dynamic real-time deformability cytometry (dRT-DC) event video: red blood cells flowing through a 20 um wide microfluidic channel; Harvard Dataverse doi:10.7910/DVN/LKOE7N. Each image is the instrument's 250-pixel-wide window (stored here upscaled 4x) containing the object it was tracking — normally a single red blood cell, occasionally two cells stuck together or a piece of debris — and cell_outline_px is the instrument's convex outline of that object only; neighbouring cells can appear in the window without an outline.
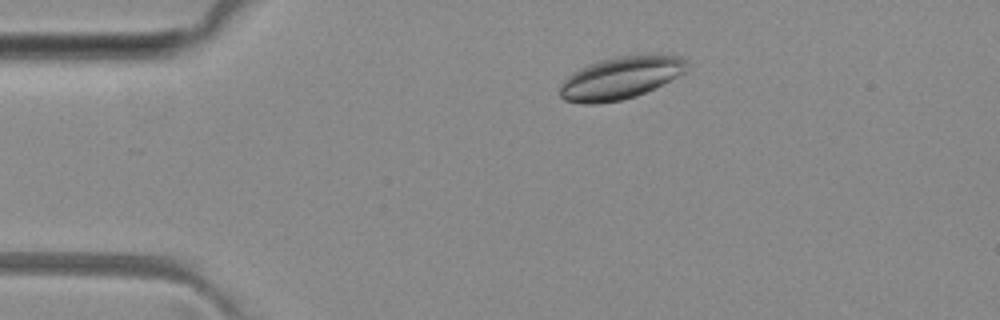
{"species": "common noctule bat (a hibernating species)", "species_latin": "Nyctalus noctula", "temperature_condition": "room temperature", "stored_images_in_passage": 5, "camera_frame_rate_fps": 3000, "um_per_image_px": 0.085, "animal": {"sex": "female", "body_mass_g": 29.2, "forearm_length_mm": 56.3}, "frame": {"image": 1, "passage_image": 1, "time_ms": 0.0, "image_size_px": [1000, 320], "cell_outline_px": [[688, 68], [684, 72], [656, 88], [636, 96], [620, 100], [596, 104], [584, 104], [564, 100], [560, 96], [560, 84], [572, 72], [588, 64], [600, 60], [616, 56], [680, 56], [688, 60]], "centroid_in_image_um": [52.72, 6.64], "position_along_channel_um": 32.3, "area_um2": 31.15}}
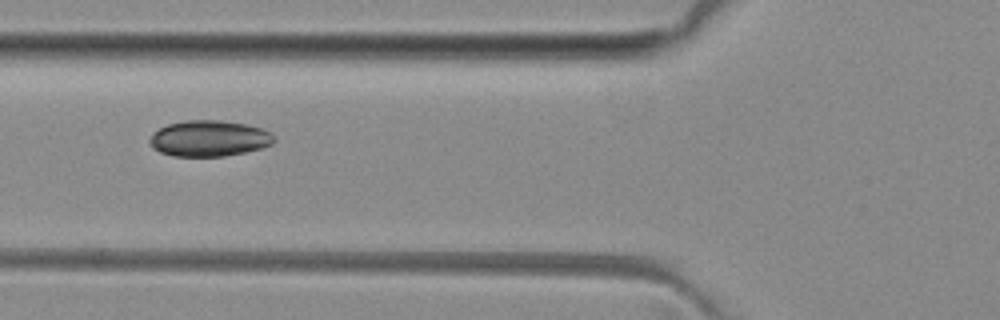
{"frame": {"image": 2, "passage_image": 3, "time_ms": 3.0, "image_size_px": [1000, 320], "cell_outline_px": [[276, 140], [272, 144], [260, 148], [244, 152], [224, 156], [172, 156], [160, 152], [152, 148], [148, 144], [148, 140], [152, 132], [168, 124], [188, 120], [220, 120], [244, 124], [260, 128], [272, 132], [276, 136]], "centroid_in_image_um": [17.75, 11.77], "position_along_channel_um": 108.0, "area_um2": 26.24}}
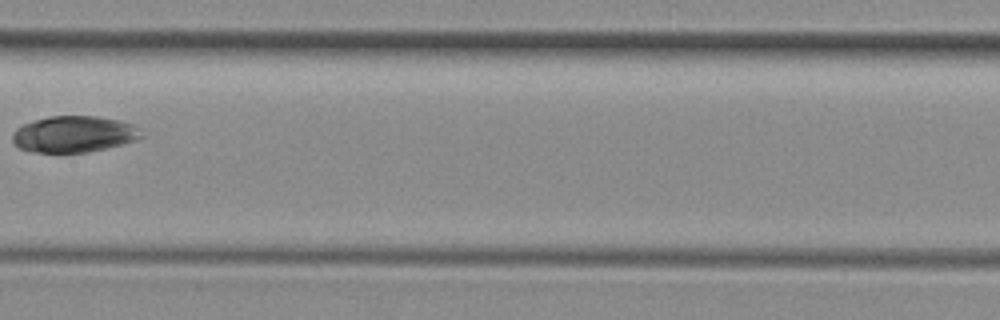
{"frame": {"image": 3, "passage_image": 5, "time_ms": 5.333, "image_size_px": [1000, 320], "cell_outline_px": [[144, 136], [136, 140], [88, 152], [36, 152], [20, 148], [12, 140], [12, 132], [16, 128], [24, 124], [48, 116], [96, 116], [120, 120], [132, 124], [140, 128]], "centroid_in_image_um": [6.3, 11.39], "position_along_channel_um": 201.1, "area_um2": 27.17}}